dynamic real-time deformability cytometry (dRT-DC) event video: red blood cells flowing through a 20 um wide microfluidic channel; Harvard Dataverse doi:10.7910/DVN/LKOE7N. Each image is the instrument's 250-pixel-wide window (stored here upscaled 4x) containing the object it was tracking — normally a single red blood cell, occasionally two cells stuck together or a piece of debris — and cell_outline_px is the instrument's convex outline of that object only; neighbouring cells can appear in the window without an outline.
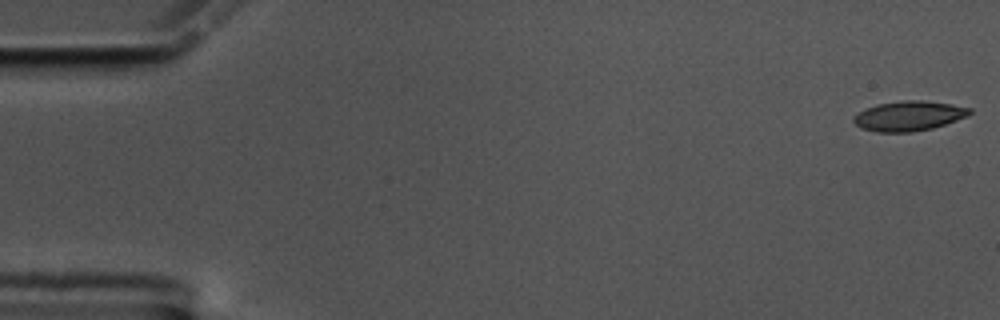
{"species": "common noctule bat (a hibernating species)", "species_latin": "Nyctalus noctula", "temperature_condition": "cold", "stored_images_in_passage": 57, "camera_frame_rate_fps": 3000, "um_per_image_px": 0.085, "animal": {"sex": "male", "body_mass_g": 17.5, "forearm_length_mm": 52.3}, "frame": {"image": 1, "passage_image": 1, "time_ms": 0.0, "image_size_px": [1000, 320], "cell_outline_px": [[972, 112], [968, 116], [932, 128], [912, 132], [876, 132], [860, 128], [852, 120], [864, 108], [880, 104], [904, 100], [920, 100], [952, 104], [972, 108]], "centroid_in_image_um": [77.27, 9.85], "position_along_channel_um": 7.7, "area_um2": 20.06}}
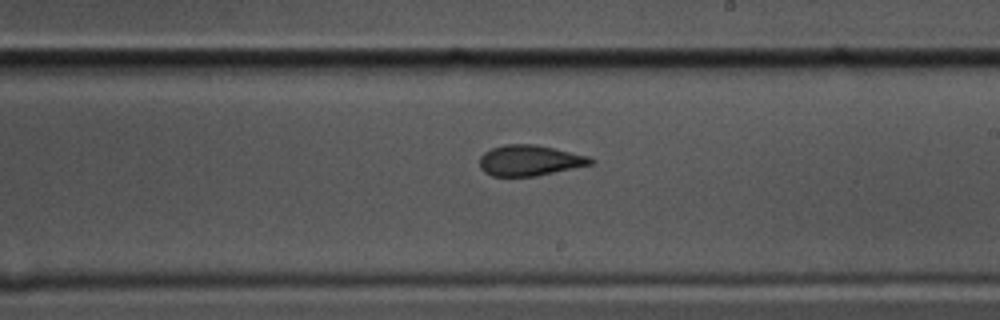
{"frame": {"image": 2, "passage_image": 33, "time_ms": 10.667, "image_size_px": [1000, 320], "cell_outline_px": [[596, 160], [592, 164], [536, 176], [492, 176], [484, 172], [480, 168], [480, 156], [484, 152], [492, 148], [504, 144], [532, 144], [592, 156]], "centroid_in_image_um": [45.03, 13.64], "position_along_channel_um": 244.0, "area_um2": 19.88}}
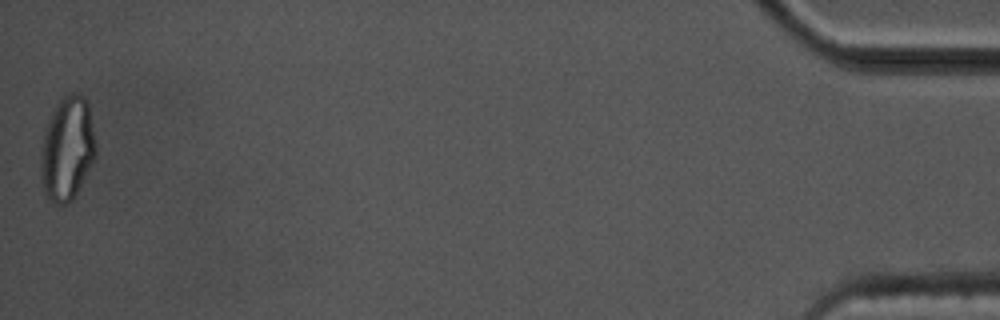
{"frame": {"image": 3, "passage_image": 57, "time_ms": 18.667, "image_size_px": [1000, 320], "cell_outline_px": [[96, 156], [72, 200], [68, 204], [52, 204], [44, 196], [40, 176], [40, 152], [44, 132], [48, 120], [56, 104], [64, 96], [72, 92], [76, 92], [84, 96], [88, 100], [96, 144]], "centroid_in_image_um": [5.69, 12.65], "position_along_channel_um": 429.5, "area_um2": 33.81}, "authors_computed_cell_mechanics": {"area_um2": 20.4034, "velocity_mm_per_s": 3.5089, "shape_relaxation_time_tau1_ms": null, "shape_relaxation_time_tau2_ms": 2.3091, "deformation_change_tau1": null, "deformation_change_tau2": 0.0719}}